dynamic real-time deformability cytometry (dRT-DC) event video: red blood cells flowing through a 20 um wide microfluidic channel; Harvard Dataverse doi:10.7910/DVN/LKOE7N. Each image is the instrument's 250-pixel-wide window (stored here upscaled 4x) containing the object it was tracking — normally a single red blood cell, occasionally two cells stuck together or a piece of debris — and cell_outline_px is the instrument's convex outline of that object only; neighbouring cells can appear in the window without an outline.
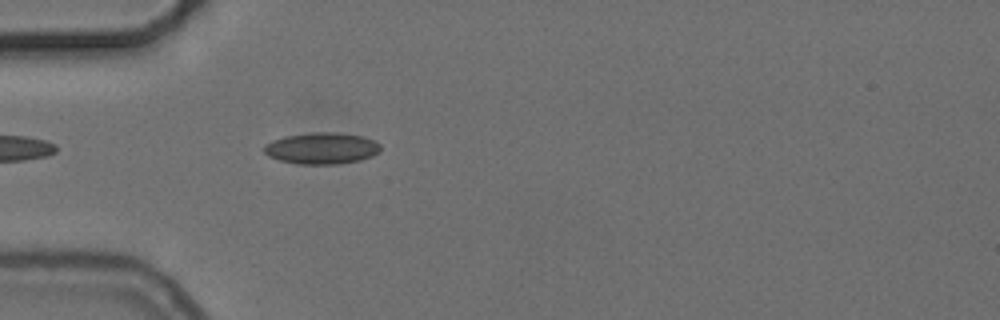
{"species": "common noctule bat (a hibernating species)", "species_latin": "Nyctalus noctula", "temperature_condition": "cold", "stored_images_in_passage": 39, "camera_frame_rate_fps": 3000, "um_per_image_px": 0.085, "animal": {"sex": "female", "body_mass_g": 24.6, "forearm_length_mm": 56.2}, "frame": {"image": 1, "passage_image": 1, "time_ms": 0.0, "image_size_px": [1000, 320], "cell_outline_px": [[380, 152], [372, 156], [360, 160], [336, 164], [296, 164], [280, 160], [268, 156], [264, 152], [264, 144], [272, 140], [284, 136], [312, 132], [336, 132], [360, 136], [372, 140], [380, 144]], "centroid_in_image_um": [27.32, 12.6], "position_along_channel_um": 57.7, "area_um2": 21.39}}
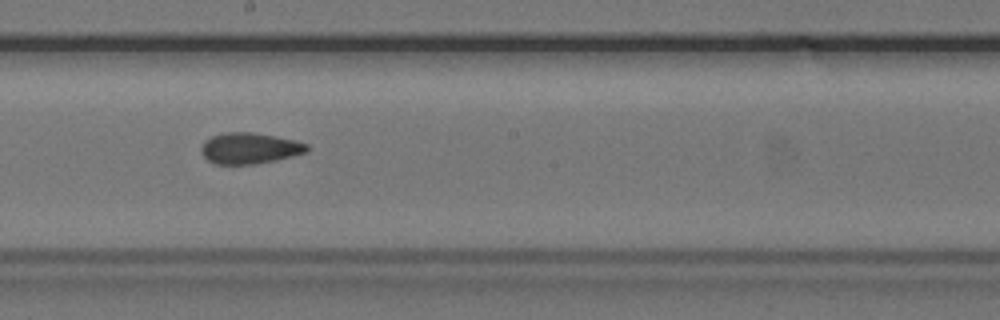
{"frame": {"image": 2, "passage_image": 15, "time_ms": 4.667, "image_size_px": [1000, 320], "cell_outline_px": [[308, 152], [276, 160], [256, 164], [216, 164], [208, 160], [200, 152], [200, 148], [204, 140], [212, 136], [224, 132], [252, 132], [276, 136], [296, 140], [308, 144]], "centroid_in_image_um": [21.21, 12.59], "position_along_channel_um": 227.0, "area_um2": 19.31}}
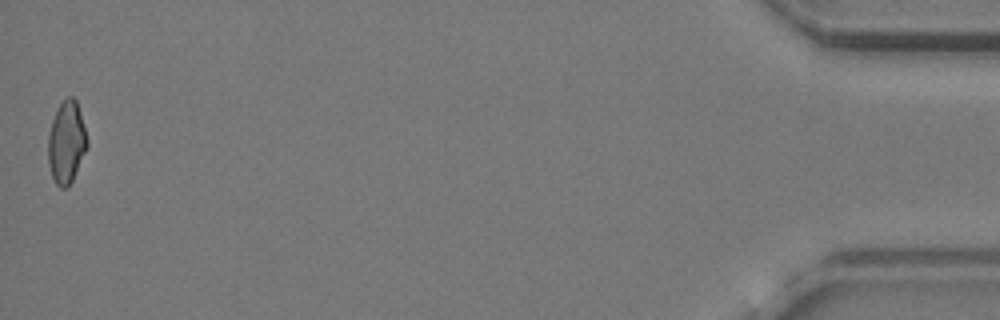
{"frame": {"image": 3, "passage_image": 39, "time_ms": 12.667, "image_size_px": [1000, 320], "cell_outline_px": [[88, 148], [68, 188], [60, 188], [56, 184], [52, 176], [48, 164], [48, 132], [52, 120], [60, 104], [68, 96], [72, 96], [76, 100], [80, 112], [88, 140]], "centroid_in_image_um": [5.65, 12.12], "position_along_channel_um": 429.5, "area_um2": 18.79}, "authors_computed_cell_mechanics": {"area_um2": 19.1318, "velocity_mm_per_s": 3.73, "shape_relaxation_time_tau1_ms": 5.1607, "shape_relaxation_time_tau2_ms": 3.4556, "deformation_change_tau1": 0.0849, "deformation_change_tau2": 0.0958}}